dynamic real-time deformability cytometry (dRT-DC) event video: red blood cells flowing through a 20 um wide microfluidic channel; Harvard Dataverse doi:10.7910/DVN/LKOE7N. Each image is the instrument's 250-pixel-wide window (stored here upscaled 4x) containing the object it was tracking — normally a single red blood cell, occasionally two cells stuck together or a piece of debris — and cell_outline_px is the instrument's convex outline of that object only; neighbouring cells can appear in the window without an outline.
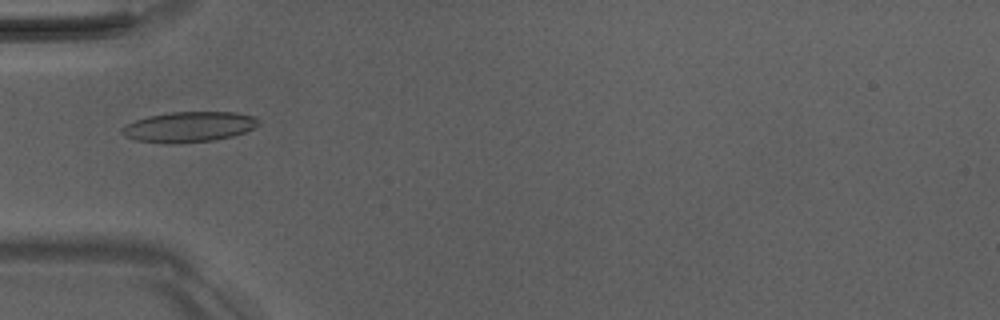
{"species": "Egyptian fruit bat (a non-hibernating species)", "species_latin": "Rousettus aegyptiacus", "temperature_condition": "room temperature", "stored_images_in_passage": 5, "camera_frame_rate_fps": 3000, "um_per_image_px": 0.085, "animal": {"sex": "male"}, "frame": {"image": 1, "passage_image": 4, "time_ms": 3.333, "image_size_px": [1000, 320], "cell_outline_px": [[260, 124], [244, 132], [232, 136], [212, 140], [172, 144], [136, 140], [124, 136], [120, 132], [120, 128], [136, 120], [148, 116], [172, 112], [236, 112], [252, 116]], "centroid_in_image_um": [16.01, 10.78], "position_along_channel_um": 69.0, "area_um2": 23.93}}